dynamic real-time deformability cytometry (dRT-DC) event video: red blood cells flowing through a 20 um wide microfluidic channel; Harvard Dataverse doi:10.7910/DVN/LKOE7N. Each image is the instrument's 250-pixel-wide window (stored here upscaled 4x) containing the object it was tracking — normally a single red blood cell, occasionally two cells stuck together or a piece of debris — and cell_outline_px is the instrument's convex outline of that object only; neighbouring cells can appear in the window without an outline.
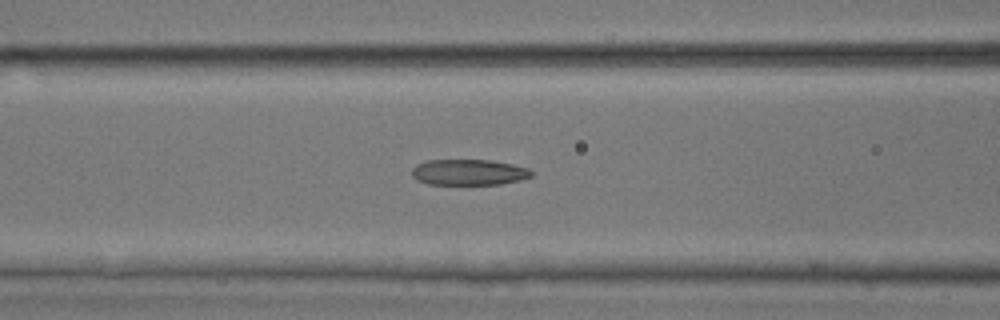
{"species": "common noctule bat (a hibernating species)", "species_latin": "Nyctalus noctula", "temperature_condition": "room temperature", "stored_images_in_passage": 22, "camera_frame_rate_fps": 3000, "um_per_image_px": 0.085, "animal": {"sex": "male", "body_mass_g": 17.9, "forearm_length_mm": 54.2}, "frame": {"image": 1, "passage_image": 21, "time_ms": 6.667, "image_size_px": [1000, 320], "cell_outline_px": [[532, 176], [520, 180], [500, 184], [428, 184], [416, 180], [412, 176], [412, 168], [416, 164], [428, 160], [488, 160], [512, 164], [528, 168], [532, 172]], "centroid_in_image_um": [39.82, 14.64], "position_along_channel_um": 126.8, "area_um2": 17.98}}